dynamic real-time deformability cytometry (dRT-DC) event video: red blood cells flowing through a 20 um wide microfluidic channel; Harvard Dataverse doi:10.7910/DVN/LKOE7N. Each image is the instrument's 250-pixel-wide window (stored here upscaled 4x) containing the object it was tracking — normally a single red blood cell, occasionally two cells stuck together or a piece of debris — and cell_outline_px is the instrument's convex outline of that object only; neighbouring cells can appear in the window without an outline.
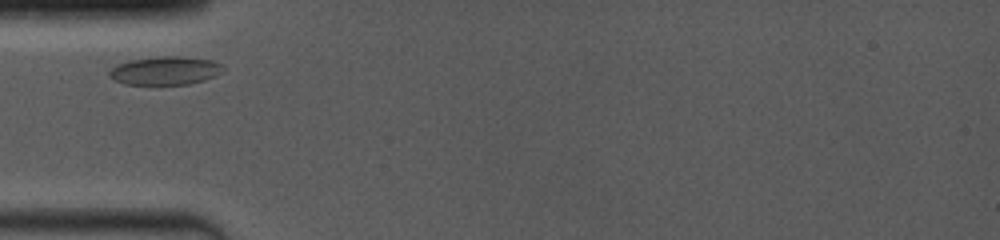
{"species": "common noctule bat (a hibernating species)", "species_latin": "Nyctalus noctula", "temperature_condition": "room temperature", "stored_images_in_passage": 5, "camera_frame_rate_fps": 4000, "um_per_image_px": 0.085, "animal": {"sex": "female", "body_mass_g": 19.0, "forearm_length_mm": 53.3}, "frame": {"image": 1, "passage_image": 1, "time_ms": 0.0, "image_size_px": [1000, 240], "cell_outline_px": [[224, 68], [216, 76], [204, 80], [188, 84], [124, 84], [108, 76], [108, 72], [116, 64], [128, 60], [160, 56], [180, 56], [212, 60], [220, 64]], "centroid_in_image_um": [14.02, 5.99], "position_along_channel_um": 71.0, "area_um2": 18.79}}
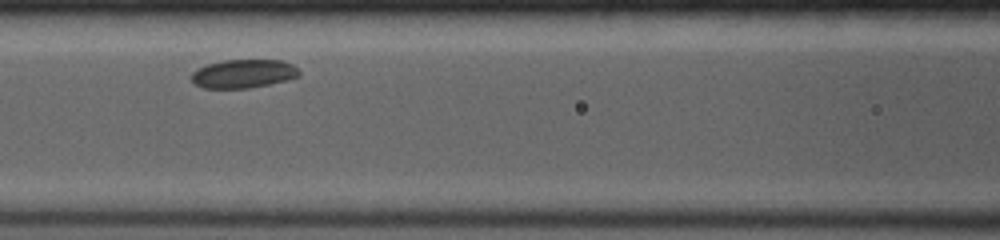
{"frame": {"image": 2, "passage_image": 3, "time_ms": 2.0, "image_size_px": [1000, 240], "cell_outline_px": [[300, 76], [268, 84], [248, 88], [200, 88], [192, 80], [192, 72], [196, 68], [208, 64], [224, 60], [280, 60], [292, 64], [300, 72]], "centroid_in_image_um": [20.66, 6.26], "position_along_channel_um": 145.9, "area_um2": 17.8}}
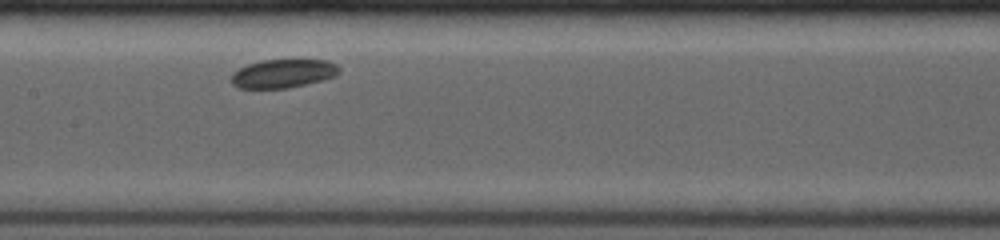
{"frame": {"image": 3, "passage_image": 4, "time_ms": 3.0, "image_size_px": [1000, 240], "cell_outline_px": [[340, 72], [336, 76], [324, 80], [288, 88], [240, 88], [232, 84], [232, 72], [248, 64], [260, 60], [328, 60], [336, 64], [340, 68]], "centroid_in_image_um": [24.1, 6.25], "position_along_channel_um": 183.3, "area_um2": 18.03}}